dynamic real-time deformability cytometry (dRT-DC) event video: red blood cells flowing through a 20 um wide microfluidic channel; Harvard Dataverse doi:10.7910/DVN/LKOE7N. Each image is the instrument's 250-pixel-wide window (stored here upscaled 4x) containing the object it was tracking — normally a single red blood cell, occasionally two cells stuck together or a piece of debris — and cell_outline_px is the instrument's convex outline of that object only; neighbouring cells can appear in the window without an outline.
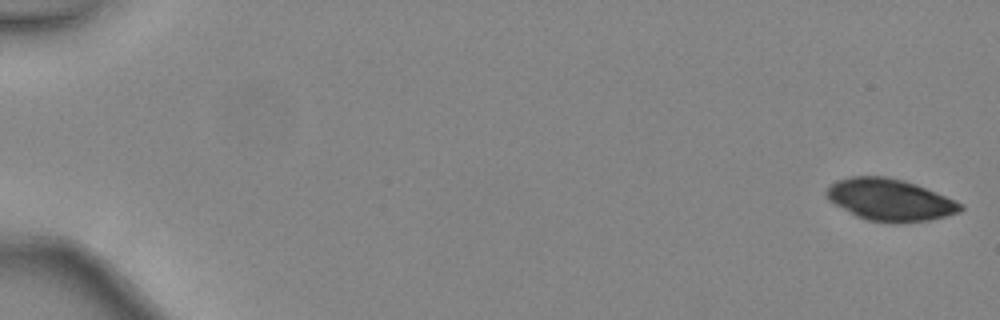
{"species": "common noctule bat (a hibernating species)", "species_latin": "Nyctalus noctula", "temperature_condition": "warm", "stored_images_in_passage": 22, "camera_frame_rate_fps": 3000, "um_per_image_px": 0.085, "animal": {"sex": "female", "body_mass_g": 24.6, "forearm_length_mm": 56.2}, "frame": {"image": 1, "passage_image": 1, "time_ms": 0.0, "image_size_px": [1000, 320], "cell_outline_px": [[964, 208], [960, 212], [928, 220], [892, 224], [868, 220], [856, 216], [828, 200], [824, 192], [836, 180], [852, 176], [888, 176], [904, 180], [916, 184], [956, 200], [964, 204]], "centroid_in_image_um": [75.65, 16.98], "position_along_channel_um": 9.4, "area_um2": 32.89}}